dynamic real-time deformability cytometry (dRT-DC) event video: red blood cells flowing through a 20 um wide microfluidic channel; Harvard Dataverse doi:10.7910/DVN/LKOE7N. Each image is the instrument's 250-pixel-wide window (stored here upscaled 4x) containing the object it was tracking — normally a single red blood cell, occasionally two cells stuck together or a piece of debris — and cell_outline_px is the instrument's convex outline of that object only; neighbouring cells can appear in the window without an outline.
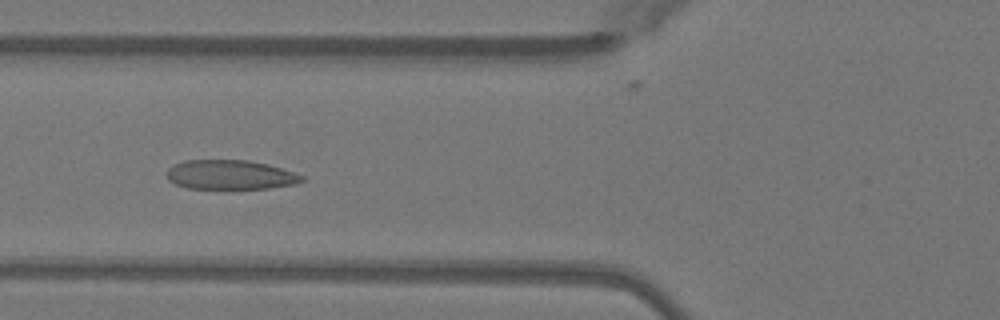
{"species": "Egyptian fruit bat (a non-hibernating species)", "species_latin": "Rousettus aegyptiacus", "temperature_condition": "warm", "stored_images_in_passage": 13, "camera_frame_rate_fps": 3000, "um_per_image_px": 0.085, "animal": {"sex": "female"}, "frame": {"image": 1, "passage_image": 8, "time_ms": 2.333, "image_size_px": [1000, 320], "cell_outline_px": [[304, 180], [296, 184], [268, 188], [188, 188], [176, 184], [168, 180], [168, 168], [172, 164], [184, 160], [248, 160], [268, 164], [304, 176]], "centroid_in_image_um": [19.56, 14.84], "position_along_channel_um": 106.2, "area_um2": 23.0}}
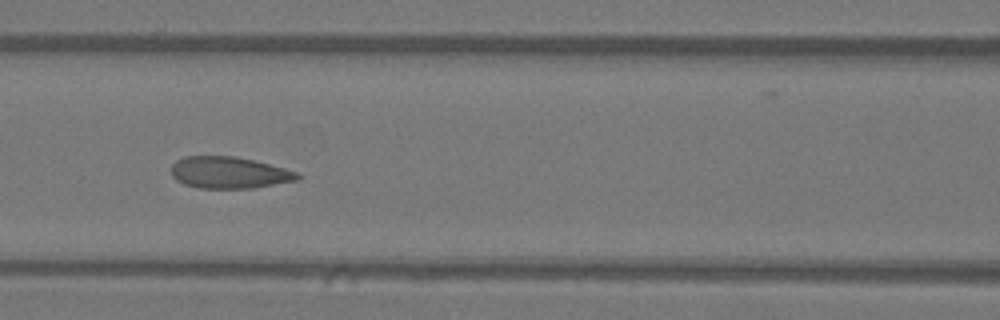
{"frame": {"image": 2, "passage_image": 11, "time_ms": 3.333, "image_size_px": [1000, 320], "cell_outline_px": [[300, 180], [252, 188], [200, 188], [184, 184], [176, 180], [172, 176], [172, 164], [176, 160], [184, 156], [236, 156], [300, 172]], "centroid_in_image_um": [19.48, 14.67], "position_along_channel_um": 147.1, "area_um2": 23.35}}